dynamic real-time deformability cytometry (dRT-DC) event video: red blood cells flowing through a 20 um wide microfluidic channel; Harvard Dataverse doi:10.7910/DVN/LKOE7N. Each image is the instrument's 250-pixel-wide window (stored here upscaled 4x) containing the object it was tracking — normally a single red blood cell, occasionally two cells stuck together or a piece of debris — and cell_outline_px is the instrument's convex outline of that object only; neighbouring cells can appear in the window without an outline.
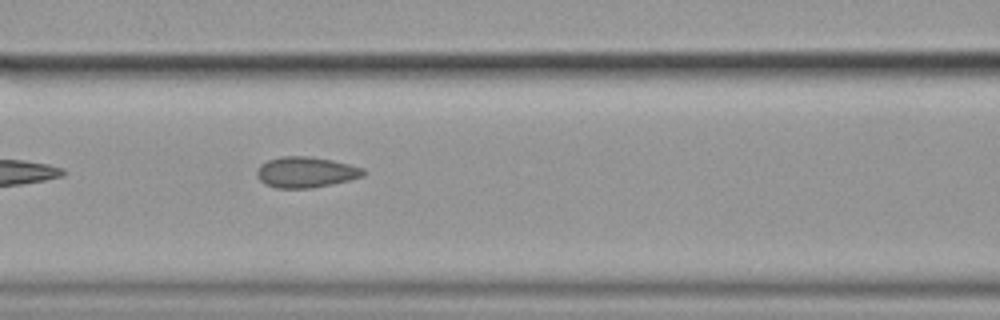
{"species": "common noctule bat (a hibernating species)", "species_latin": "Nyctalus noctula", "temperature_condition": "cold", "stored_images_in_passage": 6, "camera_frame_rate_fps": 3000, "um_per_image_px": 0.085, "animal": {"sex": "female", "body_mass_g": 19.9}, "frame": {"image": 1, "passage_image": 6, "time_ms": 1.667, "image_size_px": [1000, 320], "cell_outline_px": [[368, 172], [364, 176], [332, 184], [312, 188], [276, 188], [264, 184], [256, 176], [256, 172], [260, 164], [268, 160], [280, 156], [308, 156], [332, 160], [364, 168]], "centroid_in_image_um": [25.99, 14.63], "position_along_channel_um": 140.6, "area_um2": 19.25}}